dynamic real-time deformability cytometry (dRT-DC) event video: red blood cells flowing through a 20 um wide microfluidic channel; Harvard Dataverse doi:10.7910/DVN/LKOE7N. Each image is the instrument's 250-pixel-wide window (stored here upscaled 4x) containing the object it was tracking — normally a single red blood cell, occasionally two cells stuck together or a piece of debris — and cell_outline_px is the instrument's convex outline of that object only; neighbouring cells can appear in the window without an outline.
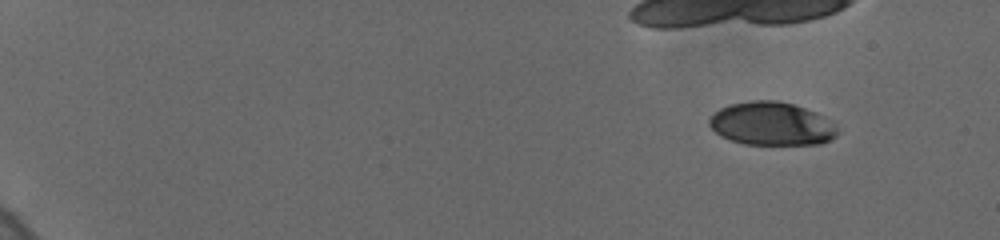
{"species": "human", "species_latin": "Homo sapiens", "temperature_condition": "cold", "stored_images_in_passage": 19, "camera_frame_rate_fps": 3000, "um_per_image_px": 0.085, "donor": {"sex": "female"}, "frame": {"image": 1, "passage_image": 4, "time_ms": 1.667, "image_size_px": [1000, 240], "cell_outline_px": [[836, 136], [820, 144], [744, 144], [732, 140], [716, 132], [708, 124], [708, 120], [720, 108], [728, 104], [748, 100], [776, 100], [792, 104], [816, 112], [832, 120], [836, 128]], "centroid_in_image_um": [65.59, 10.5], "position_along_channel_um": 19.4, "area_um2": 32.19}}
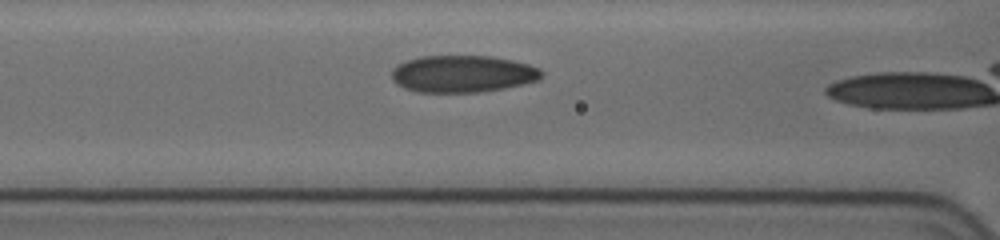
{"frame": {"image": 2, "passage_image": 18, "time_ms": 8.0, "image_size_px": [1000, 240], "cell_outline_px": [[544, 76], [536, 80], [504, 88], [476, 92], [416, 92], [404, 88], [396, 84], [392, 80], [392, 68], [396, 64], [420, 56], [492, 56], [512, 60], [528, 64], [540, 68], [544, 72]], "centroid_in_image_um": [39.3, 6.27], "position_along_channel_um": 127.3, "area_um2": 32.43}}